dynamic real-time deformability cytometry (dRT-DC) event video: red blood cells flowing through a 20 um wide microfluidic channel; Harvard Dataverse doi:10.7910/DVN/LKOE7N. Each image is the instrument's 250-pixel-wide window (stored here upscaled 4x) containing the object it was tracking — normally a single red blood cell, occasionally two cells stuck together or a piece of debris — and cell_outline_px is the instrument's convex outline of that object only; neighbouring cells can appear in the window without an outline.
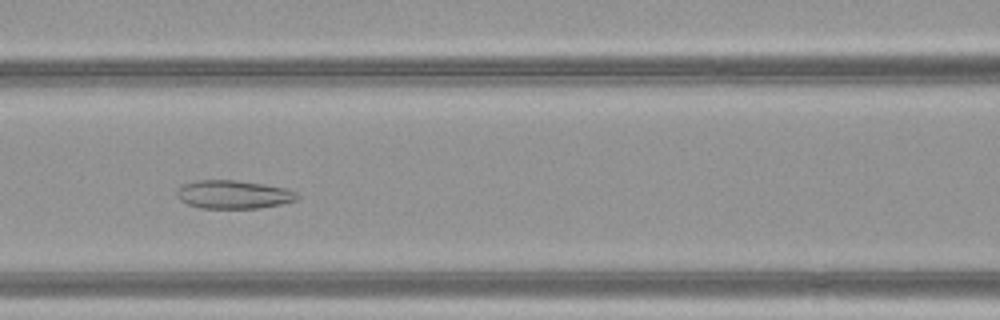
{"species": "common noctule bat (a hibernating species)", "species_latin": "Nyctalus noctula", "temperature_condition": "warm", "stored_images_in_passage": 48, "camera_frame_rate_fps": 3000, "um_per_image_px": 0.085, "animal": {"sex": "female", "body_mass_g": 21.9}, "frame": {"image": 1, "passage_image": 21, "time_ms": 6.667, "image_size_px": [1000, 320], "cell_outline_px": [[300, 196], [296, 200], [280, 204], [260, 208], [200, 208], [188, 204], [180, 200], [176, 192], [184, 184], [196, 180], [236, 180], [288, 188], [296, 192]], "centroid_in_image_um": [19.87, 16.53], "position_along_channel_um": 146.7, "area_um2": 19.83}}
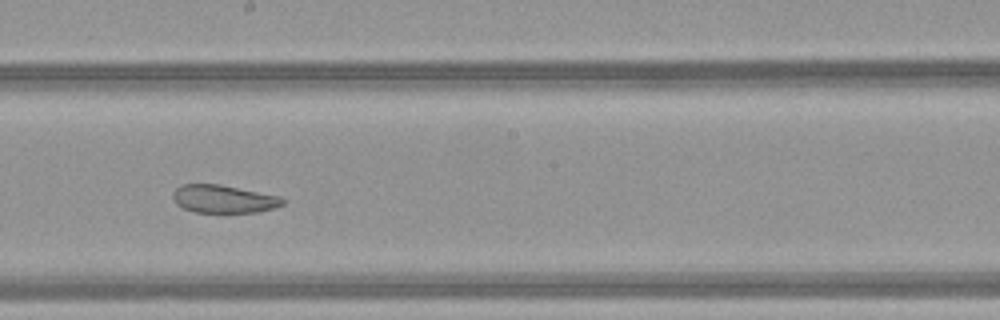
{"frame": {"image": 2, "passage_image": 27, "time_ms": 8.667, "image_size_px": [1000, 320], "cell_outline_px": [[284, 204], [272, 208], [256, 212], [224, 216], [192, 212], [176, 204], [172, 196], [172, 192], [180, 184], [220, 184], [280, 196], [284, 200]], "centroid_in_image_um": [18.97, 16.96], "position_along_channel_um": 229.2, "area_um2": 18.79}}
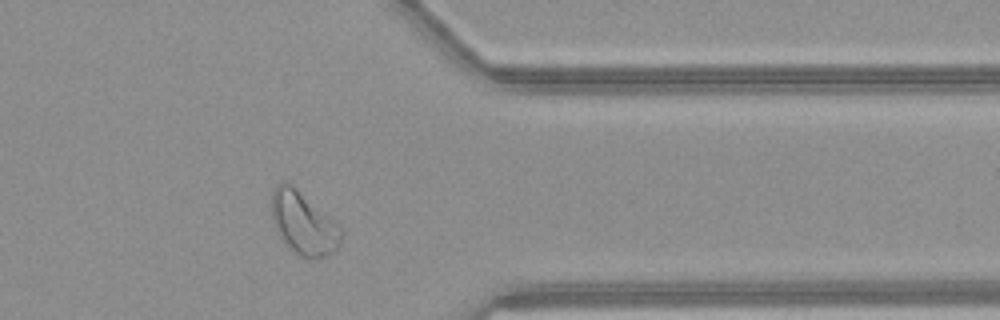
{"frame": {"image": 3, "passage_image": 39, "time_ms": 12.667, "image_size_px": [1000, 320], "cell_outline_px": [[340, 240], [336, 248], [332, 252], [316, 260], [312, 260], [300, 256], [288, 248], [280, 240], [272, 220], [272, 192], [276, 184], [284, 180], [288, 180], [332, 220], [340, 228]], "centroid_in_image_um": [25.72, 18.98], "position_along_channel_um": 385.7, "area_um2": 25.32}, "authors_computed_cell_mechanics": {"area_um2": 26.4724, "velocity_mm_per_s": 4.1313, "shape_relaxation_time_tau1_ms": null, "shape_relaxation_time_tau2_ms": 1.8826, "deformation_change_tau1": null, "deformation_change_tau2": 0.0946}}